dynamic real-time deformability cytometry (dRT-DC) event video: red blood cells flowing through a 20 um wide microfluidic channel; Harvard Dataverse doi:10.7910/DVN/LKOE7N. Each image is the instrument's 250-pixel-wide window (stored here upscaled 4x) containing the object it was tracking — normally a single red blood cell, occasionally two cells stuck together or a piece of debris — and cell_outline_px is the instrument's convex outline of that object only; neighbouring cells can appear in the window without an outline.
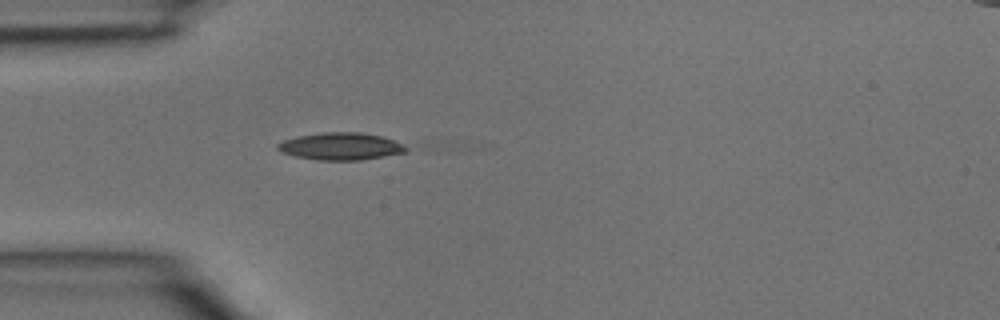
{"species": "common noctule bat (a hibernating species)", "species_latin": "Nyctalus noctula", "temperature_condition": "room temperature", "stored_images_in_passage": 1, "camera_frame_rate_fps": 3000, "um_per_image_px": 0.085, "animal": {"sex": "male", "body_mass_g": 15.6}, "frame": {"image": 1, "passage_image": 1, "time_ms": 0.0, "image_size_px": [1000, 320], "cell_outline_px": [[408, 152], [360, 160], [316, 160], [296, 156], [280, 152], [276, 148], [276, 144], [284, 140], [300, 136], [320, 132], [360, 132], [380, 136], [392, 140], [408, 148]], "centroid_in_image_um": [28.93, 12.44], "position_along_channel_um": 56.1, "area_um2": 20.29}}